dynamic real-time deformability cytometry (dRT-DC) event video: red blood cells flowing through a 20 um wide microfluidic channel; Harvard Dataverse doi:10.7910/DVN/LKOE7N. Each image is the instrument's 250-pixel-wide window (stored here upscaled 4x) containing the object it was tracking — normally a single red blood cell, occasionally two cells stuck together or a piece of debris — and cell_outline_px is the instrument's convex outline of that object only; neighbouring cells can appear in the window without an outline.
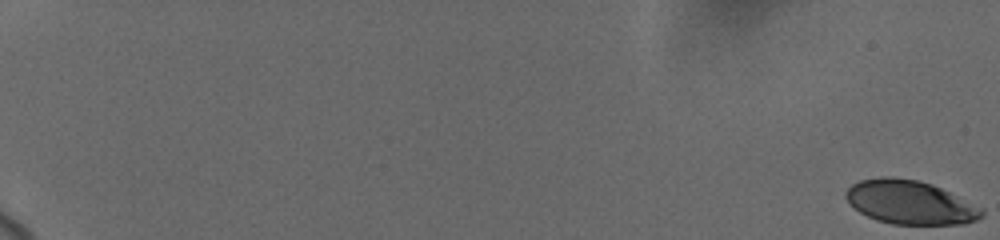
{"species": "human", "species_latin": "Homo sapiens", "temperature_condition": "cold", "stored_images_in_passage": 25, "camera_frame_rate_fps": 3000, "um_per_image_px": 0.085, "donor": {"sex": "female"}, "frame": {"image": 1, "passage_image": 1, "time_ms": 0.0, "image_size_px": [1000, 240], "cell_outline_px": [[984, 216], [976, 220], [964, 224], [892, 224], [876, 220], [860, 212], [844, 196], [844, 192], [852, 184], [860, 180], [880, 176], [892, 176], [916, 180], [932, 184], [984, 208]], "centroid_in_image_um": [77.37, 17.19], "position_along_channel_um": 7.6, "area_um2": 34.68}}
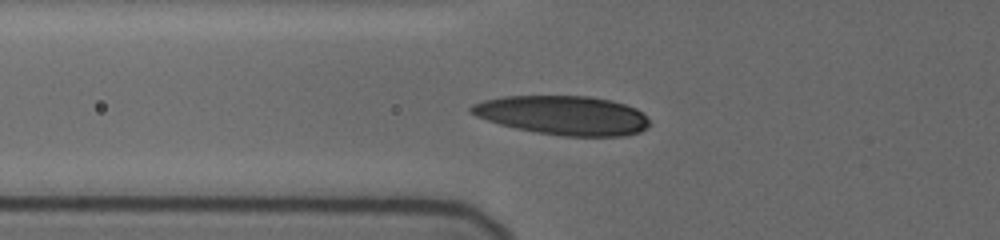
{"frame": {"image": 2, "passage_image": 23, "time_ms": 8.333, "image_size_px": [1000, 240], "cell_outline_px": [[648, 124], [640, 132], [624, 136], [564, 136], [536, 132], [516, 128], [500, 124], [476, 116], [468, 108], [472, 104], [484, 100], [504, 96], [592, 96], [612, 100], [636, 108], [648, 120]], "centroid_in_image_um": [47.85, 9.79], "position_along_channel_um": 78.0, "area_um2": 40.4}}
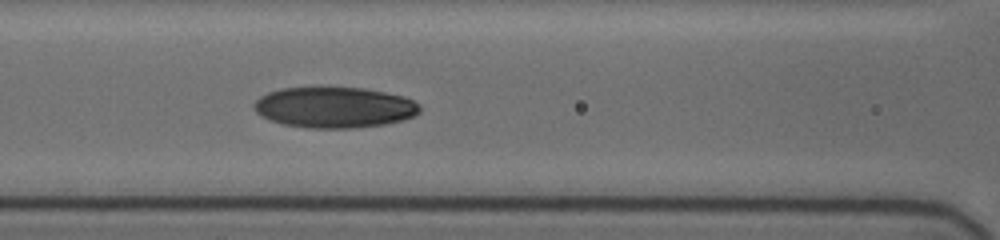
{"frame": {"image": 3, "passage_image": 25, "time_ms": 10.0, "image_size_px": [1000, 240], "cell_outline_px": [[420, 112], [416, 116], [404, 120], [384, 124], [352, 128], [308, 128], [284, 124], [268, 120], [260, 116], [256, 112], [252, 104], [260, 96], [268, 92], [280, 88], [364, 88], [404, 96], [420, 104]], "centroid_in_image_um": [28.42, 9.13], "position_along_channel_um": 138.2, "area_um2": 39.59}}